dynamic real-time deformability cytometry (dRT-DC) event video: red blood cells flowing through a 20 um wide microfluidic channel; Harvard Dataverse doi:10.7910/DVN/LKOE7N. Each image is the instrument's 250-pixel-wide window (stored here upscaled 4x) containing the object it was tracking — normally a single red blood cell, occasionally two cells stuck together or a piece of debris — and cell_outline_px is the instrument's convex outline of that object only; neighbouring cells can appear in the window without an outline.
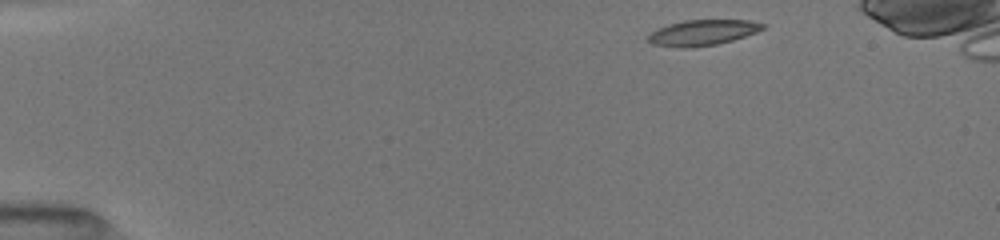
{"species": "common noctule bat (a hibernating species)", "species_latin": "Nyctalus noctula", "temperature_condition": "room temperature", "stored_images_in_passage": 42, "camera_frame_rate_fps": 3000, "um_per_image_px": 0.085, "animal": {"sex": "female", "body_mass_g": 19.5, "forearm_length_mm": 54.1}, "frame": {"image": 1, "passage_image": 1, "time_ms": 0.0, "image_size_px": [1000, 240], "cell_outline_px": [[764, 28], [756, 32], [732, 40], [716, 44], [688, 48], [680, 48], [652, 44], [648, 40], [648, 36], [652, 32], [668, 24], [684, 20], [752, 20], [764, 24]], "centroid_in_image_um": [59.71, 2.77], "position_along_channel_um": 25.3, "area_um2": 16.94}}
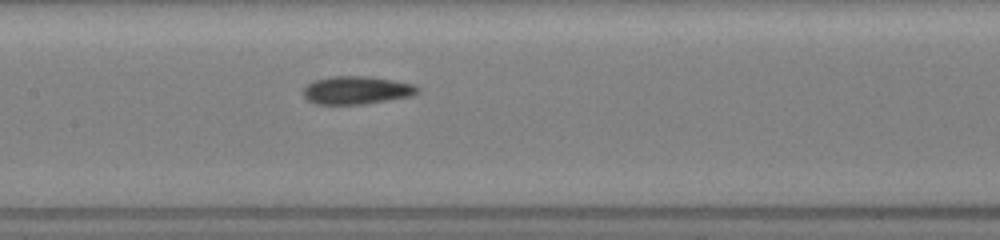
{"frame": {"image": 2, "passage_image": 19, "time_ms": 6.0, "image_size_px": [1000, 240], "cell_outline_px": [[420, 88], [412, 96], [364, 104], [316, 104], [308, 100], [304, 96], [304, 88], [308, 84], [316, 80], [332, 76], [368, 76], [392, 80], [412, 84]], "centroid_in_image_um": [30.31, 7.67], "position_along_channel_um": 177.1, "area_um2": 18.44}}
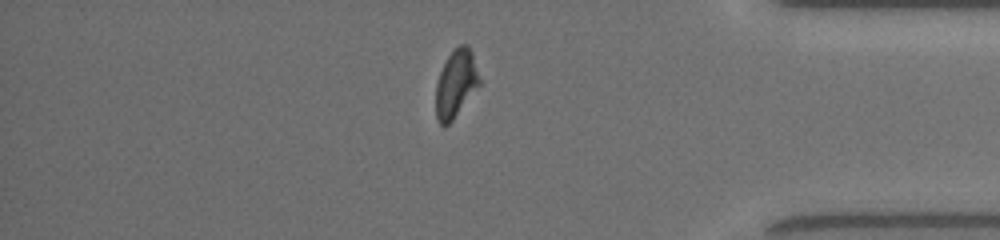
{"frame": {"image": 3, "passage_image": 37, "time_ms": 12.0, "image_size_px": [1000, 240], "cell_outline_px": [[480, 84], [452, 120], [444, 128], [436, 120], [436, 84], [440, 72], [448, 56], [460, 44], [468, 44], [472, 52], [480, 80]], "centroid_in_image_um": [38.74, 7.12], "position_along_channel_um": 396.5, "area_um2": 16.94}}